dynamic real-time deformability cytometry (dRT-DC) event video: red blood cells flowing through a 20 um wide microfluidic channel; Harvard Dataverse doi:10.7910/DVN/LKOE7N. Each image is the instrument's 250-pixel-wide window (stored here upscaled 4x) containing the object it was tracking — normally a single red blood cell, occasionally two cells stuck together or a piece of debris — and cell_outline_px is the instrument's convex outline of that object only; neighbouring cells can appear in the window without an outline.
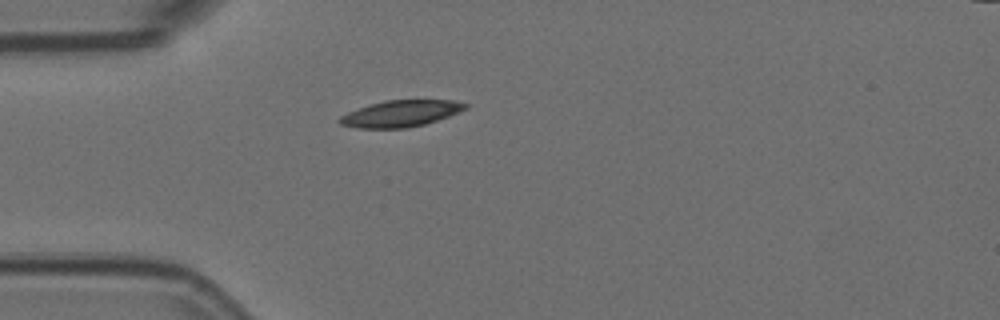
{"species": "Egyptian fruit bat (a non-hibernating species)", "species_latin": "Rousettus aegyptiacus", "temperature_condition": "room temperature", "stored_images_in_passage": 3, "camera_frame_rate_fps": 3000, "um_per_image_px": 0.085, "animal": {"sex": "female"}, "frame": {"image": 1, "passage_image": 1, "time_ms": 0.0, "image_size_px": [1000, 320], "cell_outline_px": [[468, 108], [448, 116], [424, 124], [408, 128], [356, 128], [340, 124], [336, 120], [340, 116], [348, 112], [384, 100], [452, 100], [468, 104]], "centroid_in_image_um": [34.04, 9.66], "position_along_channel_um": 51.0, "area_um2": 19.25}}